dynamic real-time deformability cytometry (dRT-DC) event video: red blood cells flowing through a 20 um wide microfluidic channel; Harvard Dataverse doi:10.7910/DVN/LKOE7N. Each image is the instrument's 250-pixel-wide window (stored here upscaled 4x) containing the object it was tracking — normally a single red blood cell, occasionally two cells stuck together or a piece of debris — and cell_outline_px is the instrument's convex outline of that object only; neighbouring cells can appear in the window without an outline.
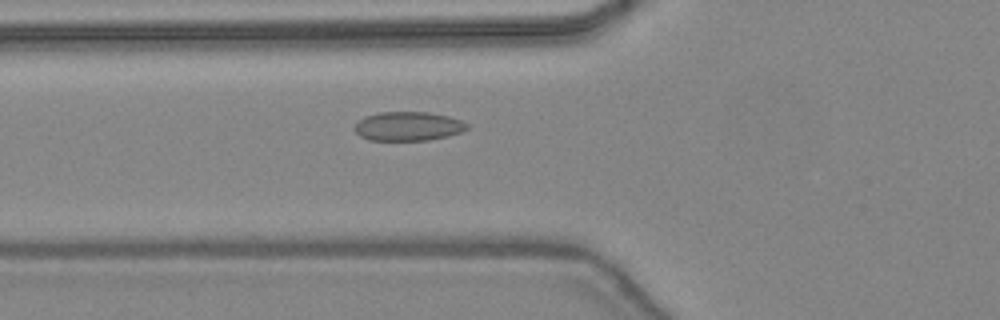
{"species": "common noctule bat (a hibernating species)", "species_latin": "Nyctalus noctula", "temperature_condition": "warm", "stored_images_in_passage": 21, "camera_frame_rate_fps": 3000, "um_per_image_px": 0.085, "animal": {"sex": "female", "body_mass_g": 24.6, "forearm_length_mm": 56.2}, "frame": {"image": 1, "passage_image": 11, "time_ms": 3.333, "image_size_px": [1000, 320], "cell_outline_px": [[468, 128], [460, 132], [448, 136], [428, 140], [368, 140], [360, 136], [352, 128], [364, 116], [380, 112], [428, 112], [448, 116], [460, 120], [468, 124]], "centroid_in_image_um": [34.67, 10.73], "position_along_channel_um": 91.1, "area_um2": 19.02}}
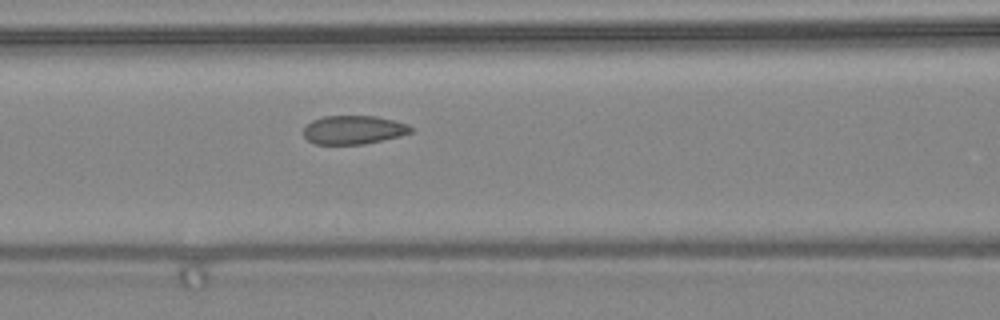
{"frame": {"image": 2, "passage_image": 14, "time_ms": 4.333, "image_size_px": [1000, 320], "cell_outline_px": [[412, 132], [400, 136], [364, 144], [316, 144], [308, 140], [304, 136], [304, 128], [312, 120], [324, 116], [376, 116], [408, 124], [412, 128]], "centroid_in_image_um": [30.05, 11.03], "position_along_channel_um": 136.5, "area_um2": 17.8}}